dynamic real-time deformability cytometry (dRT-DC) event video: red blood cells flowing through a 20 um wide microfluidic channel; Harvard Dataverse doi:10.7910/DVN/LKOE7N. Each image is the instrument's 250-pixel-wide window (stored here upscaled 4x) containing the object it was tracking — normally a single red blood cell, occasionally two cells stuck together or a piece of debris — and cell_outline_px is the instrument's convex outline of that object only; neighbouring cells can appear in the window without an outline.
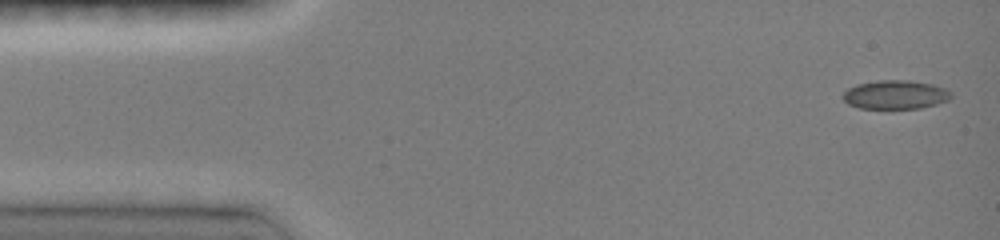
{"species": "common noctule bat (a hibernating species)", "species_latin": "Nyctalus noctula", "temperature_condition": "room temperature", "stored_images_in_passage": 8, "camera_frame_rate_fps": 3000, "um_per_image_px": 0.085, "animal": {"sex": "female", "body_mass_g": 19.0, "forearm_length_mm": 51.5}, "frame": {"image": 1, "passage_image": 1, "time_ms": 0.0, "image_size_px": [1000, 240], "cell_outline_px": [[952, 96], [948, 100], [936, 104], [920, 108], [860, 108], [848, 104], [844, 100], [844, 92], [848, 88], [856, 84], [876, 80], [908, 80], [932, 84], [944, 88], [952, 92]], "centroid_in_image_um": [76.11, 8.04], "position_along_channel_um": 8.9, "area_um2": 18.09}}
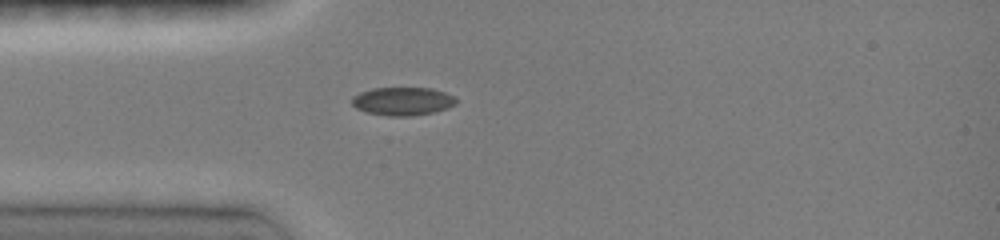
{"frame": {"image": 2, "passage_image": 6, "time_ms": 3.667, "image_size_px": [1000, 240], "cell_outline_px": [[456, 104], [448, 108], [436, 112], [412, 116], [388, 116], [364, 112], [356, 108], [352, 104], [352, 96], [360, 92], [372, 88], [432, 88], [444, 92], [452, 96], [456, 100]], "centroid_in_image_um": [34.2, 8.61], "position_along_channel_um": 50.8, "area_um2": 17.28}}